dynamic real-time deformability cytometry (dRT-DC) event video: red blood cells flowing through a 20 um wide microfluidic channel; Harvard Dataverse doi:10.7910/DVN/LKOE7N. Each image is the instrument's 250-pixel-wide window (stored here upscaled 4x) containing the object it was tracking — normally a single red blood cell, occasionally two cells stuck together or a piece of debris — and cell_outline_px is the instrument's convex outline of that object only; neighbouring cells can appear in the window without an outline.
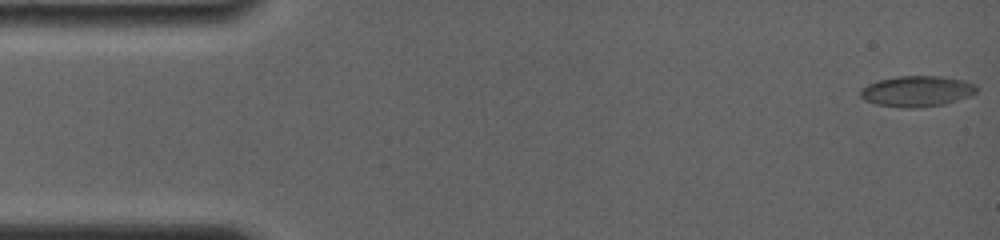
{"species": "common noctule bat (a hibernating species)", "species_latin": "Nyctalus noctula", "temperature_condition": "room temperature", "stored_images_in_passage": 63, "camera_frame_rate_fps": 4000, "um_per_image_px": 0.085, "animal": {"sex": "female", "body_mass_g": 19.0, "forearm_length_mm": 56.7}, "frame": {"image": 1, "passage_image": 1, "time_ms": 0.0, "image_size_px": [1000, 240], "cell_outline_px": [[976, 92], [968, 96], [948, 104], [916, 108], [904, 108], [876, 104], [864, 100], [860, 96], [860, 88], [876, 80], [896, 76], [940, 76], [964, 80], [976, 84]], "centroid_in_image_um": [77.91, 7.75], "position_along_channel_um": 7.1, "area_um2": 21.1}}
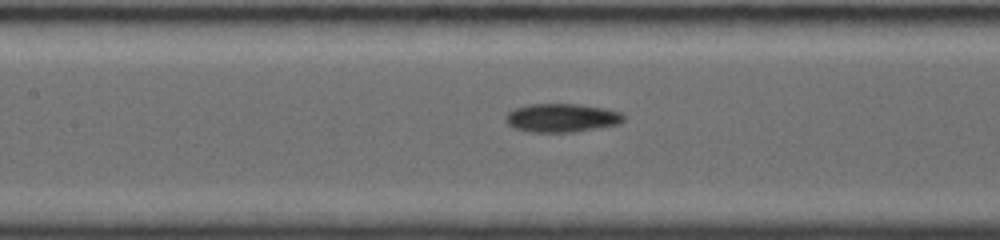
{"frame": {"image": 2, "passage_image": 25, "time_ms": 7.25, "image_size_px": [1000, 240], "cell_outline_px": [[624, 120], [620, 124], [572, 132], [532, 132], [512, 128], [504, 120], [504, 116], [508, 112], [516, 108], [528, 104], [576, 104], [604, 108], [620, 112], [624, 116]], "centroid_in_image_um": [47.71, 10.02], "position_along_channel_um": 159.7, "area_um2": 19.65}}
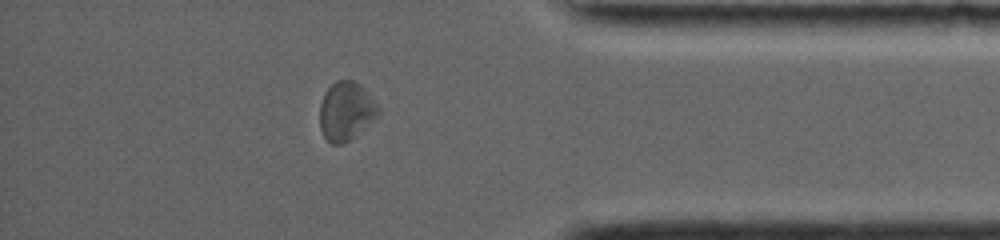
{"frame": {"image": 3, "passage_image": 50, "time_ms": 14.0, "image_size_px": [1000, 240], "cell_outline_px": [[380, 112], [356, 136], [344, 144], [332, 144], [324, 136], [320, 128], [320, 104], [324, 92], [336, 80], [352, 80], [360, 84], [364, 88], [380, 108]], "centroid_in_image_um": [29.4, 9.45], "position_along_channel_um": 405.8, "area_um2": 19.94}, "authors_computed_cell_mechanics": {"area_um2": 19.5942, "velocity_mm_per_s": 3.8168, "shape_relaxation_time_tau1_ms": null, "shape_relaxation_time_tau2_ms": 3.7858, "deformation_change_tau1": null, "deformation_change_tau2": 0.0977}}